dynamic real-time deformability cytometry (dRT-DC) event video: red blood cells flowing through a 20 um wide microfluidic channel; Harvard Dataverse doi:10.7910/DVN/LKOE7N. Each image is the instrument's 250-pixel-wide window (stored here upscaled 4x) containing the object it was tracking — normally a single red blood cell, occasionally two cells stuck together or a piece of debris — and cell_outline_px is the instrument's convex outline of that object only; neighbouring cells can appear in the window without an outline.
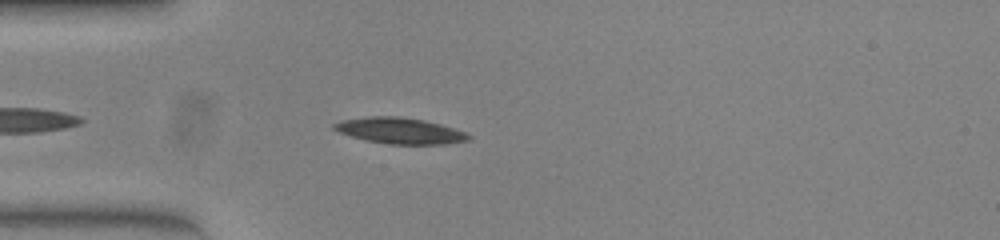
{"species": "common noctule bat (a hibernating species)", "species_latin": "Nyctalus noctula", "temperature_condition": "warm", "stored_images_in_passage": 38, "camera_frame_rate_fps": 3000, "um_per_image_px": 0.085, "animal": {"sex": "female", "body_mass_g": 23.0, "forearm_length_mm": 53.4}, "frame": {"image": 1, "passage_image": 5, "time_ms": 1.333, "image_size_px": [1000, 240], "cell_outline_px": [[472, 136], [468, 140], [444, 144], [392, 144], [368, 140], [352, 136], [340, 132], [332, 128], [332, 124], [340, 120], [372, 116], [400, 116], [424, 120], [440, 124], [464, 132]], "centroid_in_image_um": [33.98, 11.1], "position_along_channel_um": 51.0, "area_um2": 20.11}}
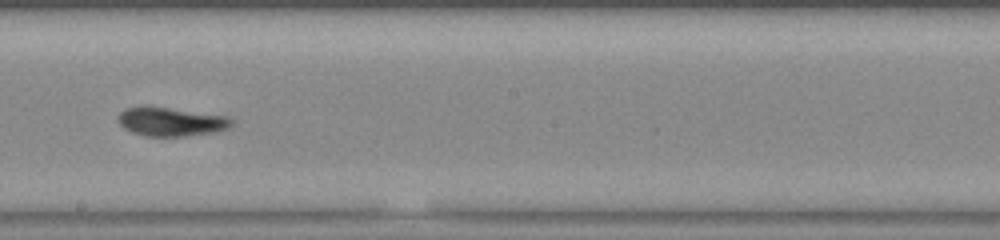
{"frame": {"image": 2, "passage_image": 20, "time_ms": 6.333, "image_size_px": [1000, 240], "cell_outline_px": [[232, 124], [228, 128], [212, 132], [184, 136], [144, 136], [132, 132], [124, 128], [120, 124], [120, 112], [124, 108], [164, 108], [224, 116], [232, 120]], "centroid_in_image_um": [14.52, 10.38], "position_along_channel_um": 233.7, "area_um2": 18.09}}
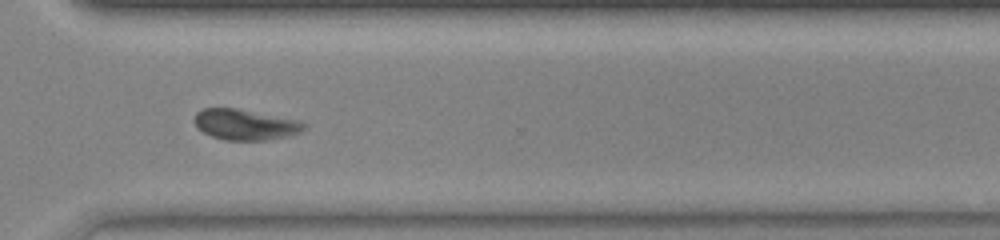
{"frame": {"image": 3, "passage_image": 29, "time_ms": 9.333, "image_size_px": [1000, 240], "cell_outline_px": [[308, 124], [300, 132], [284, 136], [264, 140], [224, 140], [212, 136], [204, 132], [196, 124], [196, 112], [204, 108], [236, 108], [300, 120]], "centroid_in_image_um": [20.87, 10.58], "position_along_channel_um": 349.7, "area_um2": 19.31}, "authors_computed_cell_mechanics": {"area_um2": 19.0451, "velocity_mm_per_s": 3.8627, "shape_relaxation_time_tau1_ms": 5.3461, "shape_relaxation_time_tau2_ms": 2.7178, "deformation_change_tau1": 0.1367, "deformation_change_tau2": 0.0942}}